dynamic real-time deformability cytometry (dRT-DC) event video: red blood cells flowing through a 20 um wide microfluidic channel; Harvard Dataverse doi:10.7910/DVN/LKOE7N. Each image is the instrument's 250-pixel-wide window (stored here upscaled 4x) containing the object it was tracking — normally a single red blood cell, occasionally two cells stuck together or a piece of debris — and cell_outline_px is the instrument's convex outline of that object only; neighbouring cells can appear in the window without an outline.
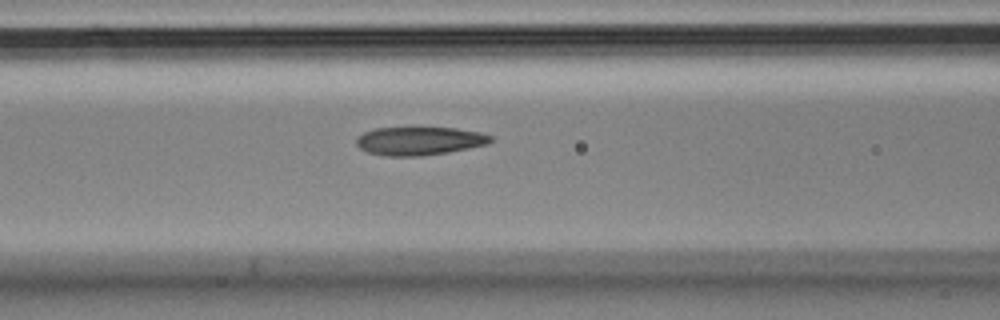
{"species": "Egyptian fruit bat (a non-hibernating species)", "species_latin": "Rousettus aegyptiacus", "temperature_condition": "cold", "stored_images_in_passage": 5, "camera_frame_rate_fps": 3000, "um_per_image_px": 0.085, "animal": {"sex": "male"}, "frame": {"image": 1, "passage_image": 5, "time_ms": 1.333, "image_size_px": [1000, 320], "cell_outline_px": [[492, 140], [488, 144], [448, 152], [420, 156], [384, 156], [368, 152], [360, 148], [356, 144], [356, 136], [364, 132], [376, 128], [412, 124], [416, 124], [456, 128], [480, 132], [492, 136]], "centroid_in_image_um": [35.61, 11.92], "position_along_channel_um": 131.0, "area_um2": 23.35}}